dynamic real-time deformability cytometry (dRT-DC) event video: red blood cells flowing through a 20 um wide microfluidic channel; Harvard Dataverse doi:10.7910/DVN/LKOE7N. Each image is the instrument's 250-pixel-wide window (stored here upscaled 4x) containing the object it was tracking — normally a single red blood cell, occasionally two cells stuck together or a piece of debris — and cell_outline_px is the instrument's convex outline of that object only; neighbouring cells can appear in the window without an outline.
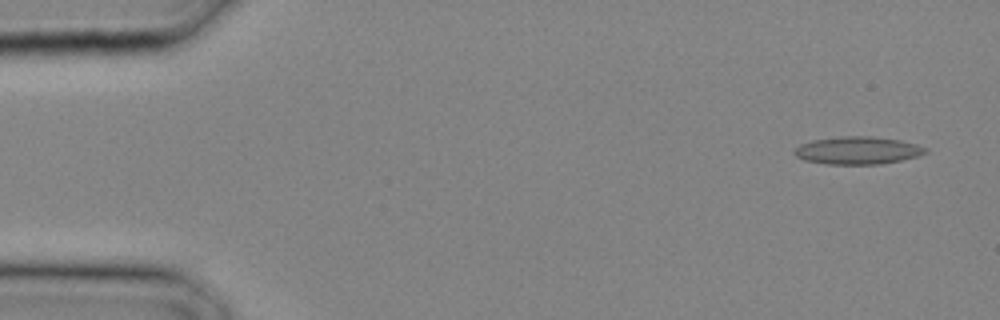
{"species": "common noctule bat (a hibernating species)", "species_latin": "Nyctalus noctula", "temperature_condition": "cold", "stored_images_in_passage": 13, "camera_frame_rate_fps": 3000, "um_per_image_px": 0.085, "animal": {"sex": "male", "body_mass_g": 20.4}, "frame": {"image": 1, "passage_image": 2, "time_ms": 0.333, "image_size_px": [1000, 320], "cell_outline_px": [[928, 152], [916, 156], [900, 160], [880, 164], [828, 164], [804, 160], [796, 156], [792, 152], [800, 144], [812, 140], [844, 136], [872, 136], [900, 140], [916, 144], [928, 148]], "centroid_in_image_um": [72.89, 12.78], "position_along_channel_um": 12.1, "area_um2": 21.04}}
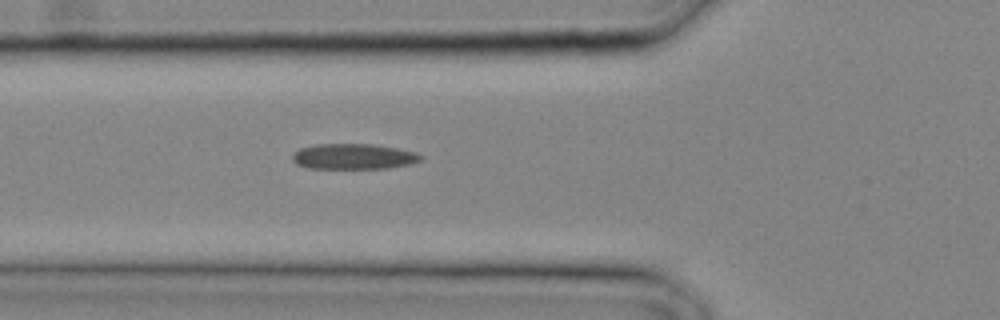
{"frame": {"image": 2, "passage_image": 11, "time_ms": 3.333, "image_size_px": [1000, 320], "cell_outline_px": [[424, 160], [408, 164], [388, 168], [308, 168], [296, 164], [292, 160], [292, 156], [300, 148], [316, 144], [372, 144], [396, 148], [416, 152], [424, 156]], "centroid_in_image_um": [30.07, 13.3], "position_along_channel_um": 95.7, "area_um2": 19.07}}
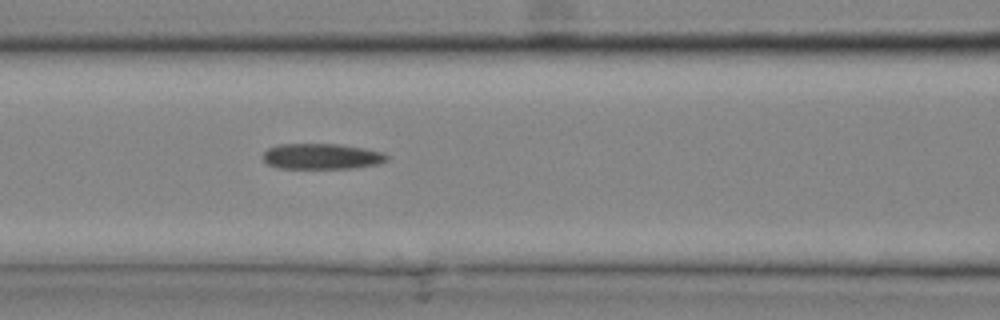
{"frame": {"image": 3, "passage_image": 13, "time_ms": 4.0, "image_size_px": [1000, 320], "cell_outline_px": [[388, 160], [380, 164], [356, 168], [276, 168], [268, 164], [264, 160], [264, 152], [268, 148], [280, 144], [340, 144], [364, 148], [384, 152], [388, 156]], "centroid_in_image_um": [27.39, 13.29], "position_along_channel_um": 139.2, "area_um2": 18.67}}